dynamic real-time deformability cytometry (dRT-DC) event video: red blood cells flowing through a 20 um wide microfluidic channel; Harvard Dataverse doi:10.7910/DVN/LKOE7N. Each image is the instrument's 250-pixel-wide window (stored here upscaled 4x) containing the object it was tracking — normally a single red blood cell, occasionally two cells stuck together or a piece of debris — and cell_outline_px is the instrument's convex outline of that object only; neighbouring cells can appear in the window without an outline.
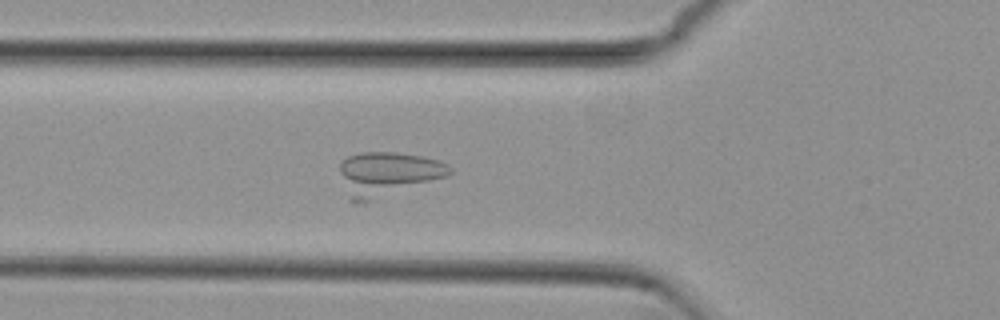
{"species": "common noctule bat (a hibernating species)", "species_latin": "Nyctalus noctula", "temperature_condition": "cold", "stored_images_in_passage": 54, "camera_frame_rate_fps": 3000, "um_per_image_px": 0.085, "animal": {"sex": "female", "body_mass_g": 29.2, "forearm_length_mm": 56.3}, "frame": {"image": 1, "passage_image": 19, "time_ms": 6.0, "image_size_px": [1000, 320], "cell_outline_px": [[452, 172], [448, 176], [364, 204], [356, 204], [348, 200], [340, 172], [340, 164], [348, 156], [360, 152], [396, 152], [420, 156], [436, 160], [448, 164], [452, 168]], "centroid_in_image_um": [32.92, 14.82], "position_along_channel_um": 92.9, "area_um2": 28.61}}
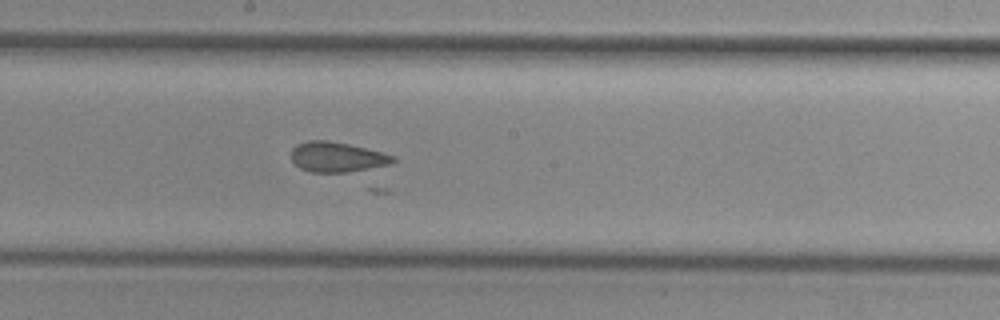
{"frame": {"image": 2, "passage_image": 29, "time_ms": 9.333, "image_size_px": [1000, 320], "cell_outline_px": [[396, 160], [392, 164], [348, 172], [312, 172], [300, 168], [292, 160], [292, 148], [296, 144], [308, 140], [328, 140], [348, 144], [396, 156]], "centroid_in_image_um": [28.65, 13.34], "position_along_channel_um": 219.6, "area_um2": 17.74}}
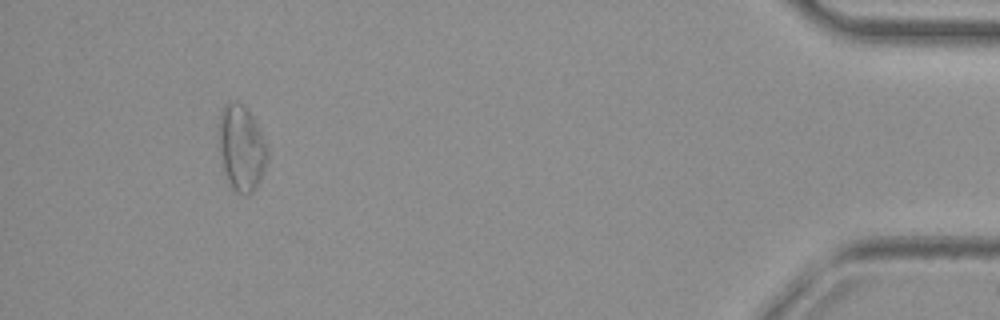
{"frame": {"image": 3, "passage_image": 50, "time_ms": 16.333, "image_size_px": [1000, 320], "cell_outline_px": [[268, 156], [264, 168], [252, 192], [248, 196], [244, 196], [236, 192], [228, 184], [220, 164], [216, 140], [216, 124], [224, 104], [228, 100], [240, 100], [244, 104], [256, 120], [268, 148]], "centroid_in_image_um": [20.44, 12.51], "position_along_channel_um": 414.8, "area_um2": 25.61}}